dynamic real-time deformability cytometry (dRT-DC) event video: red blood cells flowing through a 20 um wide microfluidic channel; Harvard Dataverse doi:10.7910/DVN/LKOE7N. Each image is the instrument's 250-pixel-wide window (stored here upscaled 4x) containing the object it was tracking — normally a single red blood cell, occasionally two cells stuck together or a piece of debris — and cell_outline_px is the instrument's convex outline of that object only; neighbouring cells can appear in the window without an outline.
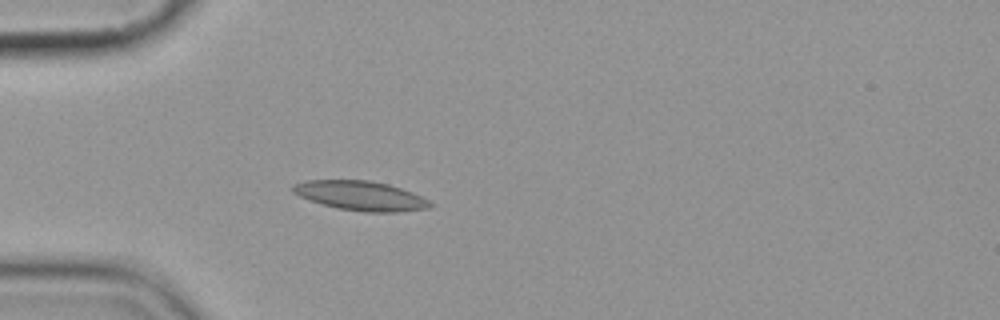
{"species": "common noctule bat (a hibernating species)", "species_latin": "Nyctalus noctula", "temperature_condition": "cold", "stored_images_in_passage": 3, "camera_frame_rate_fps": 3000, "um_per_image_px": 0.085, "animal": {"sex": "female", "body_mass_g": 19.9}, "frame": {"image": 1, "passage_image": 3, "time_ms": 3.0, "image_size_px": [1000, 320], "cell_outline_px": [[432, 204], [428, 208], [396, 212], [364, 212], [336, 208], [308, 200], [292, 192], [292, 184], [308, 180], [368, 180], [388, 184], [412, 192], [428, 200]], "centroid_in_image_um": [30.61, 16.64], "position_along_channel_um": 54.4, "area_um2": 23.47}}